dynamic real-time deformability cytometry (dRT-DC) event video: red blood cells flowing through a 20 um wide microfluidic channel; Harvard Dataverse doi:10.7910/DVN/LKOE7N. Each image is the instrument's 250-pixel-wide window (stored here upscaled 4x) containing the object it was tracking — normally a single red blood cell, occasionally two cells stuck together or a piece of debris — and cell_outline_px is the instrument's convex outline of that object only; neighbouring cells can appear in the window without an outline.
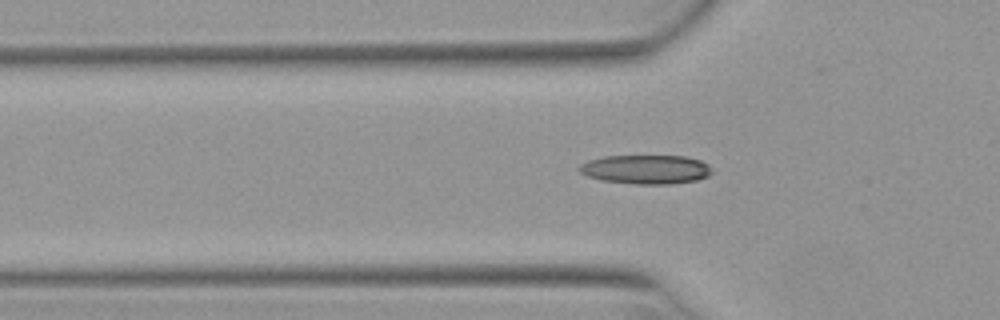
{"species": "Egyptian fruit bat (a non-hibernating species)", "species_latin": "Rousettus aegyptiacus", "temperature_condition": "warm", "stored_images_in_passage": 38, "camera_frame_rate_fps": 3000, "um_per_image_px": 0.085, "animal": {"sex": "female"}, "frame": {"image": 1, "passage_image": 8, "time_ms": 2.333, "image_size_px": [1000, 320], "cell_outline_px": [[712, 172], [708, 176], [696, 180], [672, 184], [636, 184], [600, 180], [588, 176], [580, 172], [576, 168], [580, 164], [588, 160], [604, 156], [684, 156], [700, 160], [708, 164], [712, 168]], "centroid_in_image_um": [54.89, 14.4], "position_along_channel_um": 70.9, "area_um2": 22.6}}
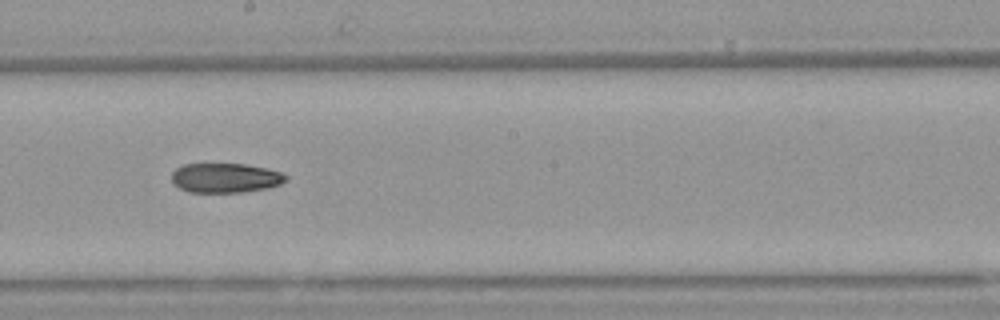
{"frame": {"image": 2, "passage_image": 20, "time_ms": 6.333, "image_size_px": [1000, 320], "cell_outline_px": [[288, 180], [280, 184], [268, 188], [244, 192], [188, 192], [172, 184], [172, 172], [176, 168], [184, 164], [244, 164], [268, 168], [280, 172], [288, 176]], "centroid_in_image_um": [19.16, 15.12], "position_along_channel_um": 229.0, "area_um2": 19.83}}
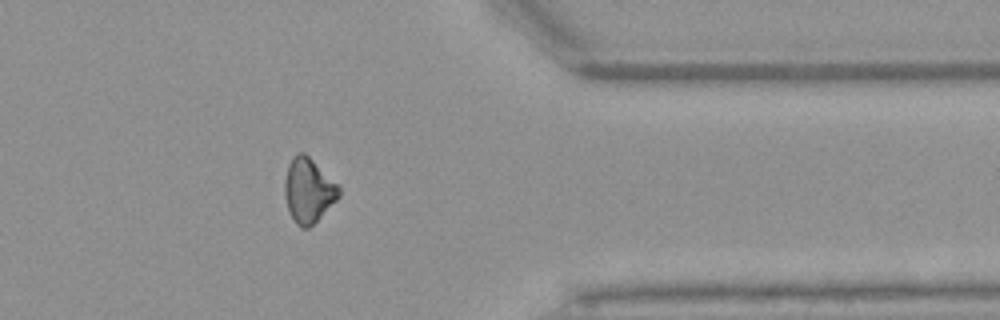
{"frame": {"image": 3, "passage_image": 33, "time_ms": 10.667, "image_size_px": [1000, 320], "cell_outline_px": [[340, 196], [308, 228], [300, 228], [296, 224], [288, 208], [284, 196], [284, 180], [288, 164], [292, 156], [296, 152], [304, 152], [340, 188]], "centroid_in_image_um": [26.17, 16.17], "position_along_channel_um": 385.2, "area_um2": 20.0}}